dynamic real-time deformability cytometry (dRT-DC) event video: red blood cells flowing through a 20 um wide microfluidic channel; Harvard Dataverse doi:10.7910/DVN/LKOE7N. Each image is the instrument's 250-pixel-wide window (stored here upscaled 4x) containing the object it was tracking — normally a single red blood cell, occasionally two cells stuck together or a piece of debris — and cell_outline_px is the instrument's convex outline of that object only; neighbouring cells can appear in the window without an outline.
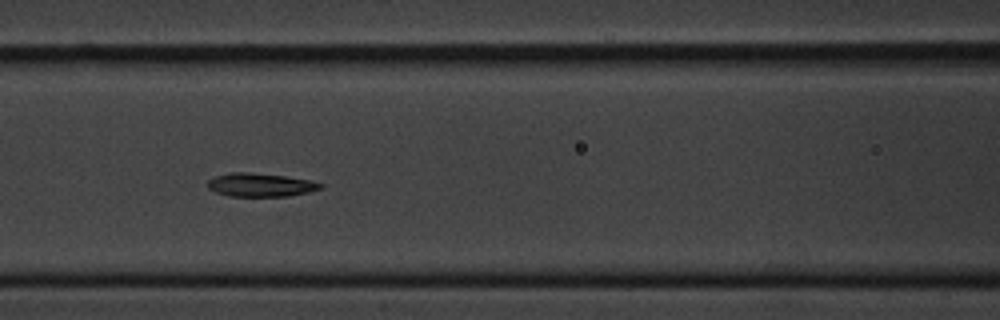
{"species": "common noctule bat (a hibernating species)", "species_latin": "Nyctalus noctula", "temperature_condition": "cold", "stored_images_in_passage": 11, "camera_frame_rate_fps": 3000, "um_per_image_px": 0.085, "animal": {"sex": "male", "body_mass_g": 20.1, "forearm_length_mm": 53.5}, "frame": {"image": 1, "passage_image": 7, "time_ms": 7.667, "image_size_px": [1000, 320], "cell_outline_px": [[324, 184], [320, 188], [308, 192], [288, 196], [228, 196], [216, 192], [208, 188], [208, 180], [216, 176], [232, 172], [248, 172], [284, 176], [312, 180]], "centroid_in_image_um": [22.14, 15.71], "position_along_channel_um": 144.5, "area_um2": 15.32}}
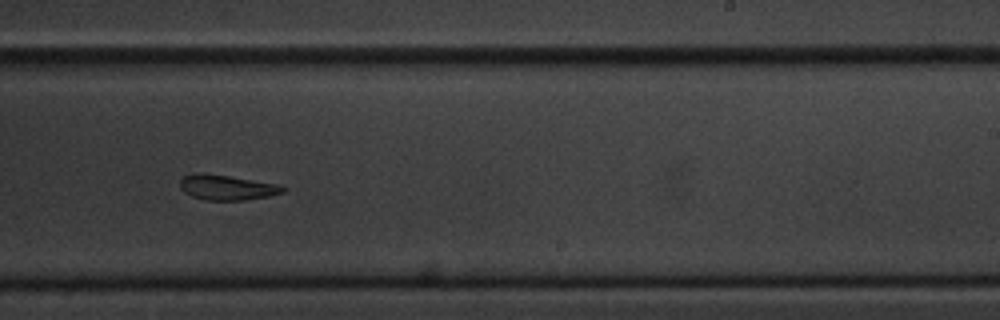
{"frame": {"image": 2, "passage_image": 10, "time_ms": 11.333, "image_size_px": [1000, 320], "cell_outline_px": [[284, 192], [268, 196], [244, 200], [208, 200], [192, 196], [184, 192], [180, 188], [180, 180], [184, 176], [192, 172], [204, 172], [276, 184], [284, 188]], "centroid_in_image_um": [19.2, 15.92], "position_along_channel_um": 269.8, "area_um2": 14.91}}
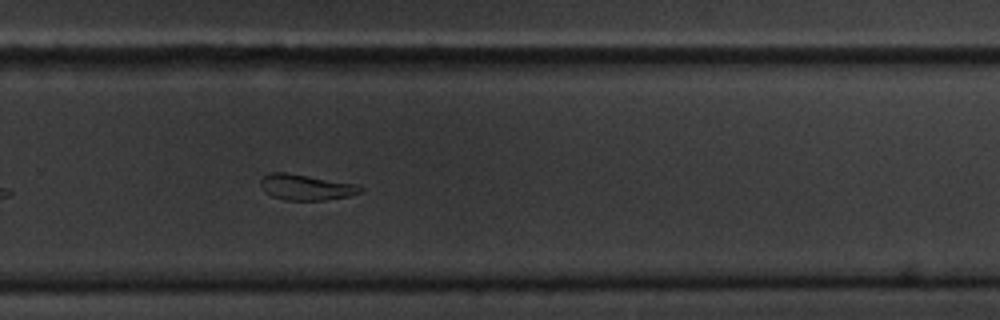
{"frame": {"image": 3, "passage_image": 11, "time_ms": 12.333, "image_size_px": [1000, 320], "cell_outline_px": [[364, 192], [348, 196], [324, 200], [284, 200], [272, 196], [264, 192], [260, 184], [260, 180], [268, 172], [284, 172], [308, 176], [352, 184], [364, 188]], "centroid_in_image_um": [25.96, 15.92], "position_along_channel_um": 303.8, "area_um2": 14.8}}